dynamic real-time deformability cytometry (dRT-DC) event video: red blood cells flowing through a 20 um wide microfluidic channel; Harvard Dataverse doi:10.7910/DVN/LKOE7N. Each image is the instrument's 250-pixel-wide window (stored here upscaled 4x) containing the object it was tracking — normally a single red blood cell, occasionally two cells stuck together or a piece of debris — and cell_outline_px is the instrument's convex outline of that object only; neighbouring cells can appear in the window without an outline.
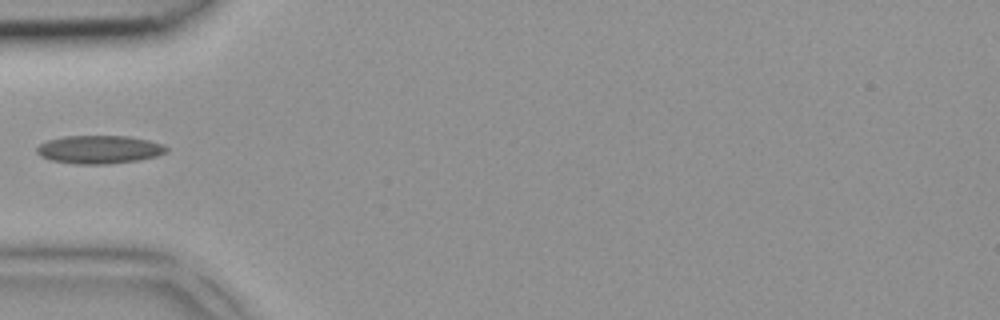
{"species": "common noctule bat (a hibernating species)", "species_latin": "Nyctalus noctula", "temperature_condition": "room temperature", "stored_images_in_passage": 2, "camera_frame_rate_fps": 3000, "um_per_image_px": 0.085, "animal": {"sex": "female", "body_mass_g": 18.4}, "frame": {"image": 1, "passage_image": 2, "time_ms": 0.333, "image_size_px": [1000, 320], "cell_outline_px": [[168, 152], [156, 156], [140, 160], [108, 164], [76, 164], [52, 160], [40, 156], [36, 152], [36, 148], [40, 144], [48, 140], [64, 136], [128, 136], [148, 140], [164, 144], [168, 148]], "centroid_in_image_um": [8.46, 12.71], "position_along_channel_um": 76.5, "area_um2": 21.39}}